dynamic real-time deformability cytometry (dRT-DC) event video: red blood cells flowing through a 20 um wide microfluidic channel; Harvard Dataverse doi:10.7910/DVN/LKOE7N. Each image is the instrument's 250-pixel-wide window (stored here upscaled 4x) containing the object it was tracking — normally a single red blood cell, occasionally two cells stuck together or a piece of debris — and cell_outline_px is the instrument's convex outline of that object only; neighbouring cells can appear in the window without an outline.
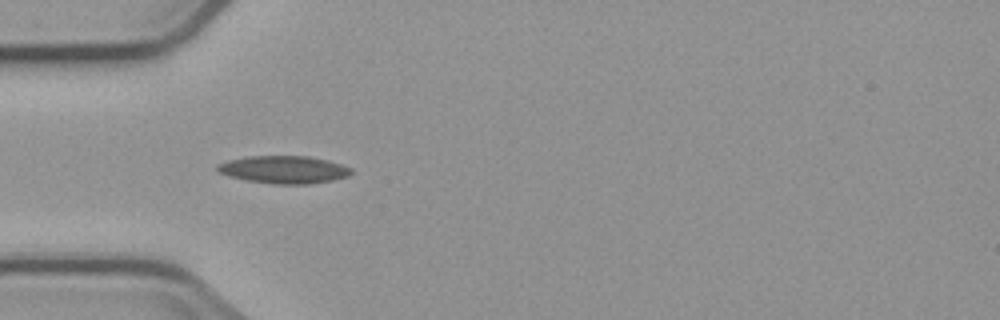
{"species": "common noctule bat (a hibernating species)", "species_latin": "Nyctalus noctula", "temperature_condition": "cold", "stored_images_in_passage": 7, "camera_frame_rate_fps": 3000, "um_per_image_px": 0.085, "animal": {"sex": "male", "body_mass_g": 23.1, "forearm_length_mm": 52.7}, "frame": {"image": 1, "passage_image": 2, "time_ms": 1.0, "image_size_px": [1000, 320], "cell_outline_px": [[352, 172], [348, 176], [332, 180], [308, 184], [272, 184], [248, 180], [228, 176], [216, 172], [216, 164], [228, 160], [248, 156], [308, 156], [328, 160], [352, 168]], "centroid_in_image_um": [24.09, 14.41], "position_along_channel_um": 60.9, "area_um2": 21.62}}
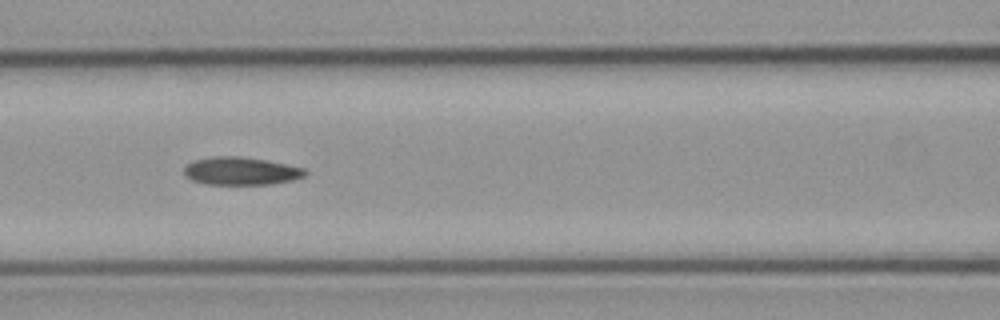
{"frame": {"image": 2, "passage_image": 4, "time_ms": 3.333, "image_size_px": [1000, 320], "cell_outline_px": [[308, 172], [304, 176], [292, 180], [272, 184], [204, 184], [192, 180], [184, 176], [184, 168], [192, 160], [212, 156], [240, 156], [268, 160], [304, 168]], "centroid_in_image_um": [20.46, 14.53], "position_along_channel_um": 146.1, "area_um2": 19.83}}
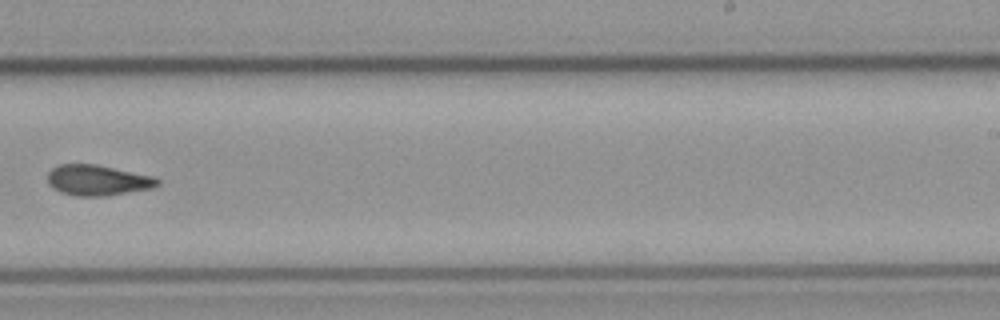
{"frame": {"image": 3, "passage_image": 7, "time_ms": 7.0, "image_size_px": [1000, 320], "cell_outline_px": [[160, 184], [152, 188], [108, 196], [76, 196], [60, 192], [52, 188], [48, 184], [48, 172], [52, 168], [60, 164], [96, 164], [152, 176], [160, 180]], "centroid_in_image_um": [8.28, 15.33], "position_along_channel_um": 280.7, "area_um2": 19.65}}